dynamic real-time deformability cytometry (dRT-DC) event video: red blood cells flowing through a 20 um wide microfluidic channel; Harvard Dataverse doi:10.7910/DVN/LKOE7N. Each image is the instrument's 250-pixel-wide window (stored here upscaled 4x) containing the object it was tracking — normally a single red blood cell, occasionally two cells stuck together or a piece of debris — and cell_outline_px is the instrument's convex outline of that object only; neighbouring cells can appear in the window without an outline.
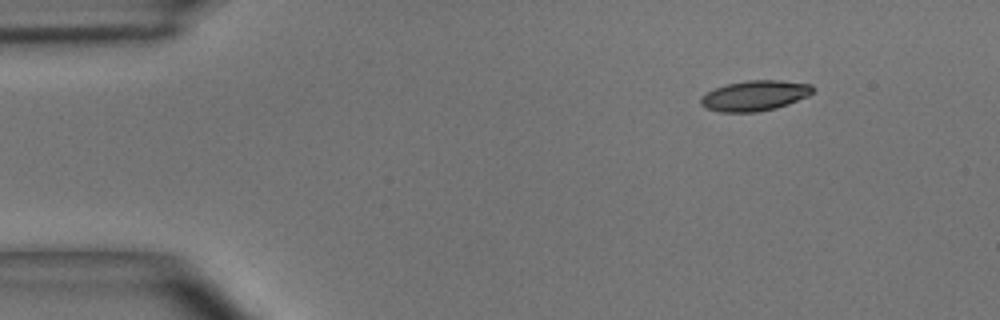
{"species": "common noctule bat (a hibernating species)", "species_latin": "Nyctalus noctula", "temperature_condition": "room temperature", "stored_images_in_passage": 5, "camera_frame_rate_fps": 3000, "um_per_image_px": 0.085, "animal": {"sex": "male", "body_mass_g": 15.6}, "frame": {"image": 1, "passage_image": 1, "time_ms": 0.0, "image_size_px": [1000, 320], "cell_outline_px": [[816, 88], [808, 96], [788, 104], [776, 108], [756, 112], [720, 112], [704, 108], [700, 104], [700, 96], [724, 84], [748, 80], [780, 80], [812, 84]], "centroid_in_image_um": [64.15, 8.13], "position_along_channel_um": 20.9, "area_um2": 20.0}}
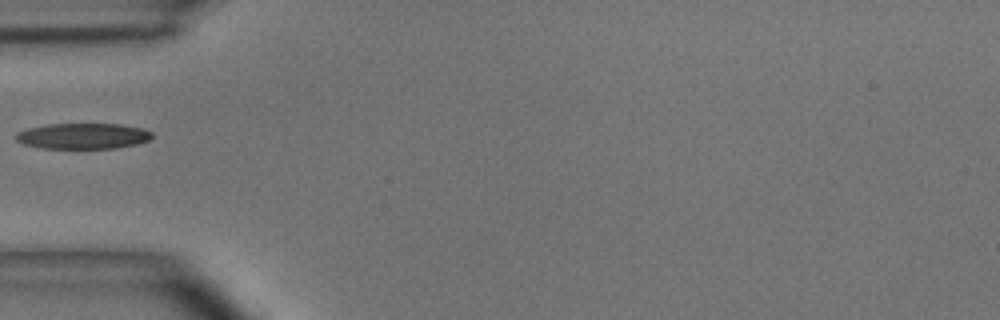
{"frame": {"image": 2, "passage_image": 4, "time_ms": 1.0, "image_size_px": [1000, 320], "cell_outline_px": [[152, 136], [148, 140], [136, 144], [116, 148], [44, 148], [24, 144], [16, 140], [16, 132], [28, 128], [48, 124], [120, 124], [144, 128], [152, 132]], "centroid_in_image_um": [7.06, 11.55], "position_along_channel_um": 77.9, "area_um2": 20.35}}
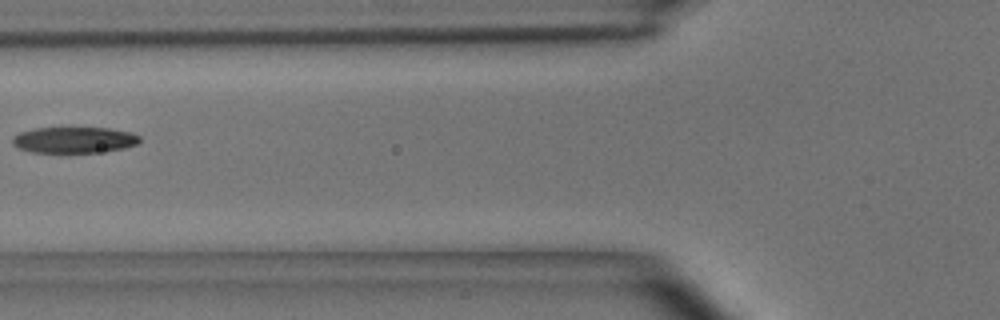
{"frame": {"image": 3, "passage_image": 5, "time_ms": 1.333, "image_size_px": [1000, 320], "cell_outline_px": [[140, 140], [136, 144], [124, 148], [96, 152], [32, 152], [20, 148], [12, 144], [12, 136], [20, 132], [32, 128], [68, 124], [108, 128], [132, 132], [140, 136]], "centroid_in_image_um": [6.26, 11.82], "position_along_channel_um": 119.5, "area_um2": 20.35}}